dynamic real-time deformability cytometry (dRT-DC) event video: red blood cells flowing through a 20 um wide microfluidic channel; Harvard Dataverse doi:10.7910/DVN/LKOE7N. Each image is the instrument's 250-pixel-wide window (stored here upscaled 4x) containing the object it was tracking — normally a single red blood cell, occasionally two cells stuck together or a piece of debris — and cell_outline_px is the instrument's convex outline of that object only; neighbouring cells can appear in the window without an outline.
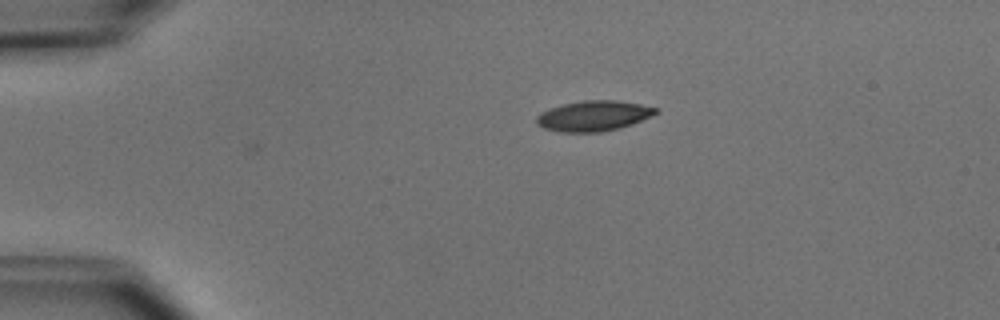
{"species": "common noctule bat (a hibernating species)", "species_latin": "Nyctalus noctula", "temperature_condition": "cold", "stored_images_in_passage": 4, "camera_frame_rate_fps": 3000, "um_per_image_px": 0.085, "animal": {"sex": "male", "body_mass_g": 15.6}, "frame": {"image": 1, "passage_image": 4, "time_ms": 3.667, "image_size_px": [1000, 320], "cell_outline_px": [[660, 112], [652, 116], [616, 128], [600, 132], [560, 132], [544, 128], [536, 124], [536, 116], [540, 112], [564, 104], [584, 100], [616, 100], [640, 104], [660, 108]], "centroid_in_image_um": [50.45, 9.84], "position_along_channel_um": 34.6, "area_um2": 20.92}}